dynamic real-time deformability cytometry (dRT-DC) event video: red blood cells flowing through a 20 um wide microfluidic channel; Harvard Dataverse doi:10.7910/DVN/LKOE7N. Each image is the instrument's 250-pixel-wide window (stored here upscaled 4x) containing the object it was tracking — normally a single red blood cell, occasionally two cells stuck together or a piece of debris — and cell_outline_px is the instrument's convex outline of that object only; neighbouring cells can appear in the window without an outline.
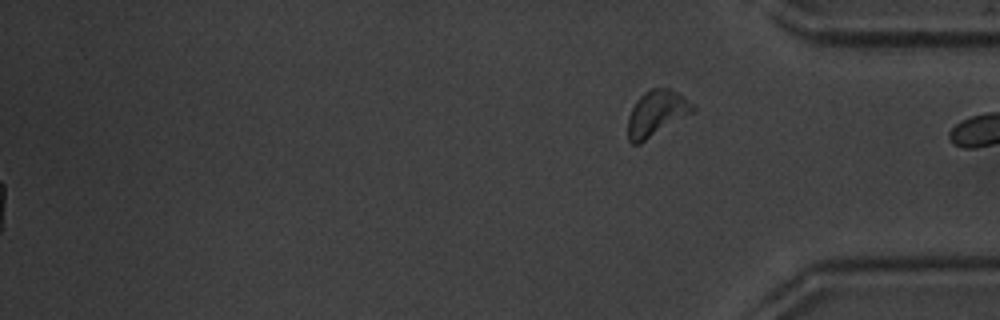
{"species": "common noctule bat (a hibernating species)", "species_latin": "Nyctalus noctula", "temperature_condition": "warm", "stored_images_in_passage": 51, "segment_of_instrument_passage": [2, 2], "camera_frame_rate_fps": 3000, "um_per_image_px": 0.085, "animal": {"sex": "male", "body_mass_g": 20.1, "forearm_length_mm": 53.5}, "frame": {"image": 1, "passage_image": 51, "time_ms": 16.667, "image_size_px": [1000, 320], "cell_outline_px": [[696, 108], [692, 112], [640, 144], [632, 144], [628, 140], [628, 116], [636, 100], [644, 92], [652, 88], [668, 88], [676, 92], [692, 104]], "centroid_in_image_um": [55.75, 9.64], "position_along_channel_um": 379.4, "area_um2": 16.94}}